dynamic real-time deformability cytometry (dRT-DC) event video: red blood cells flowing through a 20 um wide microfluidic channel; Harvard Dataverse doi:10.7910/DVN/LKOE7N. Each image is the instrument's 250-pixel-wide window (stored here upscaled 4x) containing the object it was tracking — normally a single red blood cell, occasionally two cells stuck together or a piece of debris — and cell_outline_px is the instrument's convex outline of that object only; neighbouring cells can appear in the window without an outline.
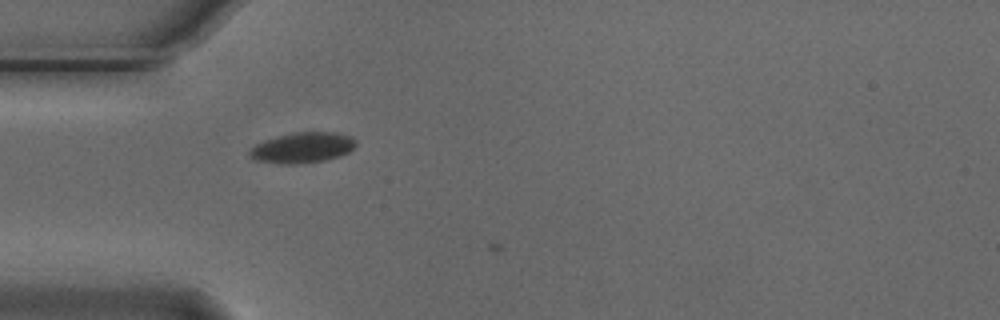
{"species": "Egyptian fruit bat (a non-hibernating species)", "species_latin": "Rousettus aegyptiacus", "temperature_condition": "cold", "stored_images_in_passage": 2, "camera_frame_rate_fps": 3000, "um_per_image_px": 0.085, "animal": {"sex": "male"}, "frame": {"image": 1, "passage_image": 1, "time_ms": 0.0, "image_size_px": [1000, 320], "cell_outline_px": [[356, 144], [348, 152], [340, 156], [324, 160], [292, 164], [280, 164], [252, 160], [248, 156], [248, 152], [256, 144], [264, 140], [276, 136], [296, 132], [340, 132], [352, 136], [356, 140]], "centroid_in_image_um": [25.69, 12.54], "position_along_channel_um": 59.3, "area_um2": 19.07}}